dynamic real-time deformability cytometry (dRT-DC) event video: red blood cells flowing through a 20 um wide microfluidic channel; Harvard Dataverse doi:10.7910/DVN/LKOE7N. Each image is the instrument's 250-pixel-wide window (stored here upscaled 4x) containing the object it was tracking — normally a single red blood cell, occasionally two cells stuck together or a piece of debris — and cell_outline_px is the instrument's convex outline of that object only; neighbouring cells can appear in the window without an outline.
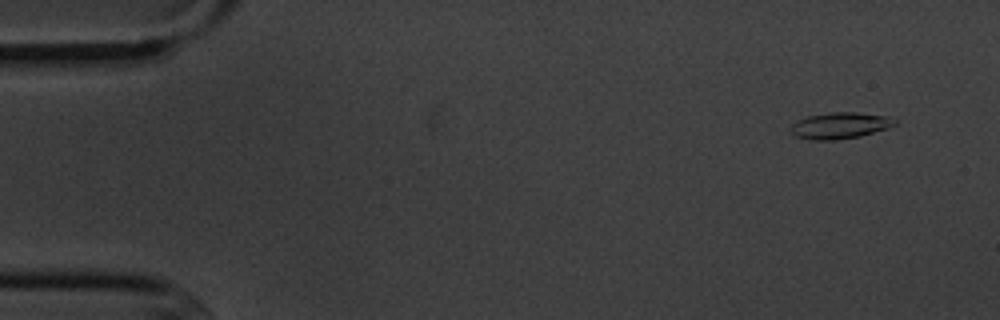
{"species": "common noctule bat (a hibernating species)", "species_latin": "Nyctalus noctula", "temperature_condition": "cold", "stored_images_in_passage": 8, "camera_frame_rate_fps": 3000, "um_per_image_px": 0.085, "animal": {"sex": "male", "body_mass_g": 20.1, "forearm_length_mm": 53.5}, "frame": {"image": 1, "passage_image": 1, "time_ms": 0.0, "image_size_px": [1000, 320], "cell_outline_px": [[896, 124], [888, 128], [860, 136], [836, 140], [808, 140], [796, 136], [792, 132], [792, 124], [808, 116], [832, 112], [856, 112], [888, 116], [896, 120]], "centroid_in_image_um": [71.43, 10.67], "position_along_channel_um": 13.6, "area_um2": 15.84}}
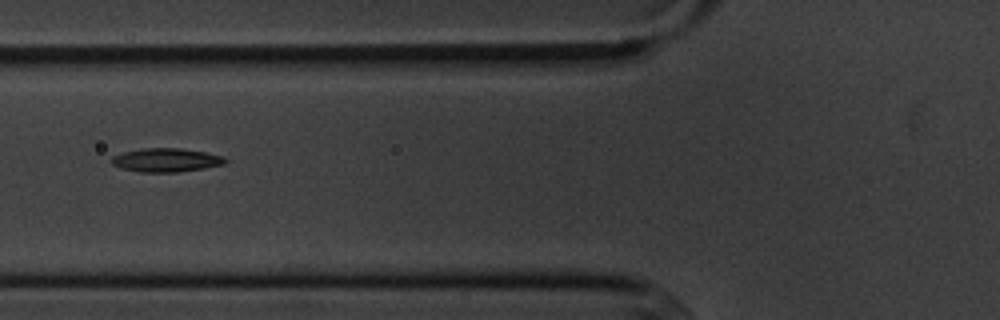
{"frame": {"image": 2, "passage_image": 6, "time_ms": 5.667, "image_size_px": [1000, 320], "cell_outline_px": [[228, 160], [224, 164], [204, 168], [176, 172], [140, 172], [120, 168], [112, 164], [108, 160], [112, 156], [124, 152], [140, 148], [180, 148], [204, 152], [224, 156]], "centroid_in_image_um": [14.08, 13.6], "position_along_channel_um": 111.7, "area_um2": 15.78}}
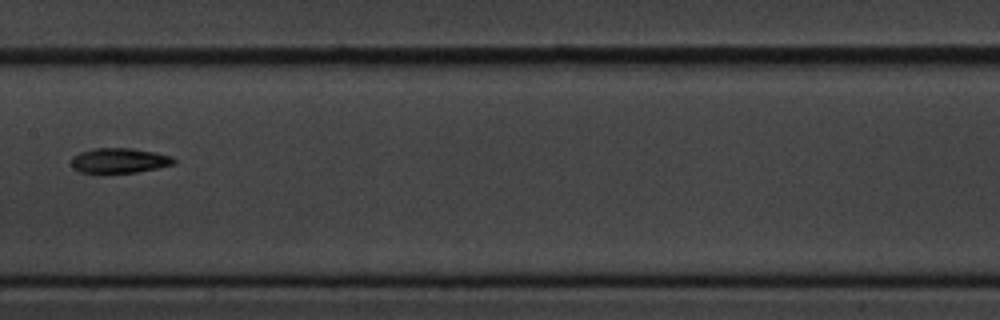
{"frame": {"image": 3, "passage_image": 8, "time_ms": 8.0, "image_size_px": [1000, 320], "cell_outline_px": [[176, 164], [136, 172], [104, 176], [80, 172], [72, 168], [72, 156], [80, 152], [92, 148], [132, 148], [156, 152], [172, 156], [176, 160]], "centroid_in_image_um": [10.11, 13.68], "position_along_channel_um": 197.3, "area_um2": 15.72}}